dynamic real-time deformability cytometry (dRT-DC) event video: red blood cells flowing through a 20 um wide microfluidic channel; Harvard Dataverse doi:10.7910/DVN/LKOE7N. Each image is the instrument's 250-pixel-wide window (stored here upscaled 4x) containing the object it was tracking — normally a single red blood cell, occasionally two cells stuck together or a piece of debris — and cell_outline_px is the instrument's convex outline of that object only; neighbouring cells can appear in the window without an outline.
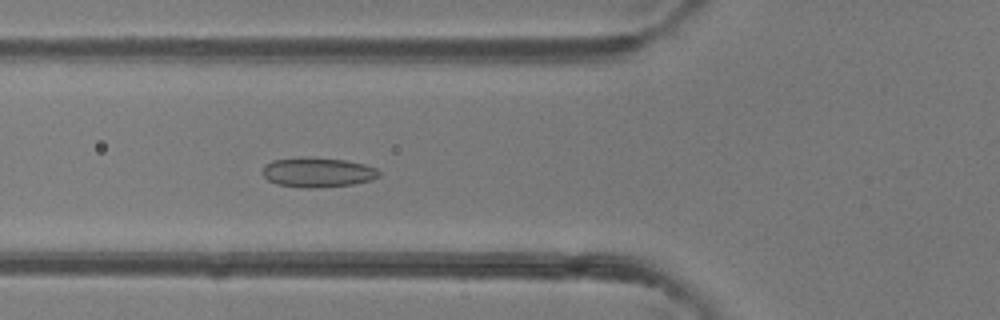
{"species": "common noctule bat (a hibernating species)", "species_latin": "Nyctalus noctula", "temperature_condition": "room temperature", "stored_images_in_passage": 48, "camera_frame_rate_fps": 3000, "um_per_image_px": 0.085, "animal": {"sex": "female"}, "frame": {"image": 1, "passage_image": 18, "time_ms": 5.667, "image_size_px": [1000, 320], "cell_outline_px": [[380, 176], [372, 180], [352, 184], [312, 188], [308, 188], [276, 184], [268, 180], [260, 172], [264, 164], [272, 160], [300, 156], [308, 156], [348, 160], [364, 164], [376, 168], [380, 172]], "centroid_in_image_um": [26.97, 14.62], "position_along_channel_um": 98.8, "area_um2": 20.58}}
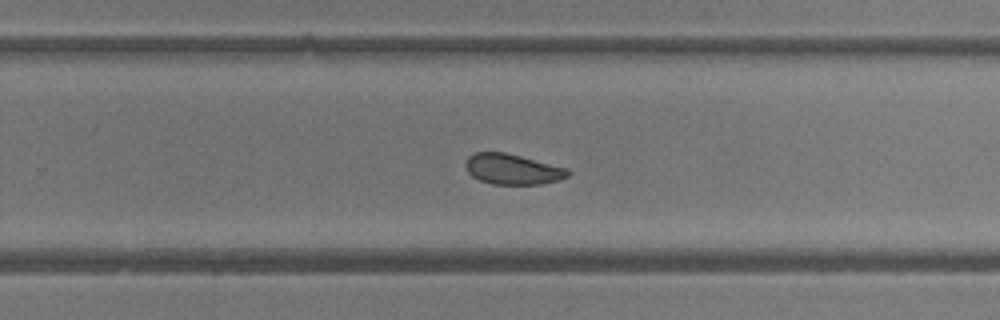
{"frame": {"image": 2, "passage_image": 31, "time_ms": 10.0, "image_size_px": [1000, 320], "cell_outline_px": [[572, 172], [568, 176], [556, 180], [540, 184], [492, 184], [480, 180], [472, 176], [468, 172], [464, 164], [468, 156], [476, 152], [504, 152], [568, 168]], "centroid_in_image_um": [43.55, 14.38], "position_along_channel_um": 286.3, "area_um2": 18.09}}
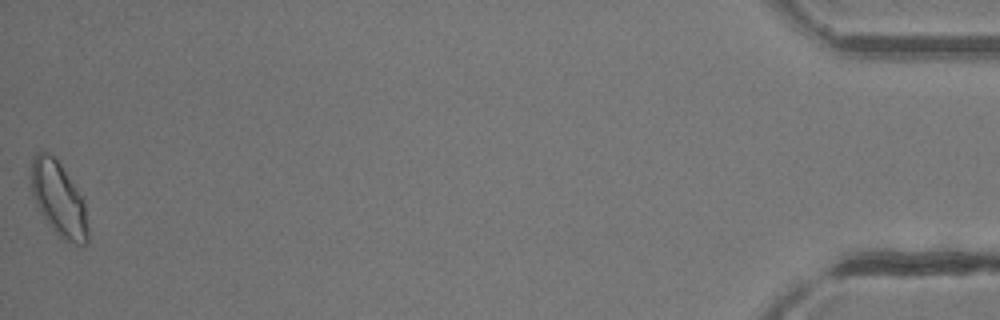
{"frame": {"image": 3, "passage_image": 48, "time_ms": 15.667, "image_size_px": [1000, 320], "cell_outline_px": [[88, 240], [84, 244], [76, 244], [64, 240], [48, 224], [40, 212], [32, 196], [32, 156], [36, 152], [48, 152], [56, 156], [84, 200], [88, 228]], "centroid_in_image_um": [4.99, 16.89], "position_along_channel_um": 430.2, "area_um2": 24.57}, "authors_computed_cell_mechanics": {"area_um2": 20.1433, "velocity_mm_per_s": 4.3226, "shape_relaxation_time_tau1_ms": 7.8582, "shape_relaxation_time_tau2_ms": 1.0995, "deformation_change_tau1": 0.1123, "deformation_change_tau2": 0.058}}